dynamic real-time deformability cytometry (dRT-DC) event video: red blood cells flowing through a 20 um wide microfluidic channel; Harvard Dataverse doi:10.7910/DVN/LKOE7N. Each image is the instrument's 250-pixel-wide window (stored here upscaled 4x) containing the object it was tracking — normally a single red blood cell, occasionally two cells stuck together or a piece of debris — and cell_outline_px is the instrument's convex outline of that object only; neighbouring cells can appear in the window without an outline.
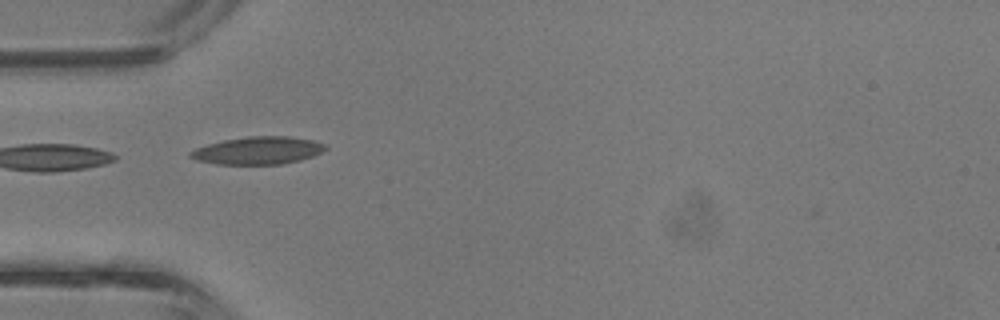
{"species": "common noctule bat (a hibernating species)", "species_latin": "Nyctalus noctula", "temperature_condition": "room temperature", "stored_images_in_passage": 4, "camera_frame_rate_fps": 3000, "um_per_image_px": 0.085, "animal": {"sex": "male", "body_mass_g": 13.3}, "frame": {"image": 1, "passage_image": 2, "time_ms": 0.333, "image_size_px": [1000, 320], "cell_outline_px": [[328, 148], [312, 156], [300, 160], [284, 164], [216, 164], [196, 160], [188, 156], [188, 152], [196, 148], [208, 144], [224, 140], [248, 136], [288, 136], [312, 140], [328, 144]], "centroid_in_image_um": [21.93, 12.79], "position_along_channel_um": 63.1, "area_um2": 21.79}}